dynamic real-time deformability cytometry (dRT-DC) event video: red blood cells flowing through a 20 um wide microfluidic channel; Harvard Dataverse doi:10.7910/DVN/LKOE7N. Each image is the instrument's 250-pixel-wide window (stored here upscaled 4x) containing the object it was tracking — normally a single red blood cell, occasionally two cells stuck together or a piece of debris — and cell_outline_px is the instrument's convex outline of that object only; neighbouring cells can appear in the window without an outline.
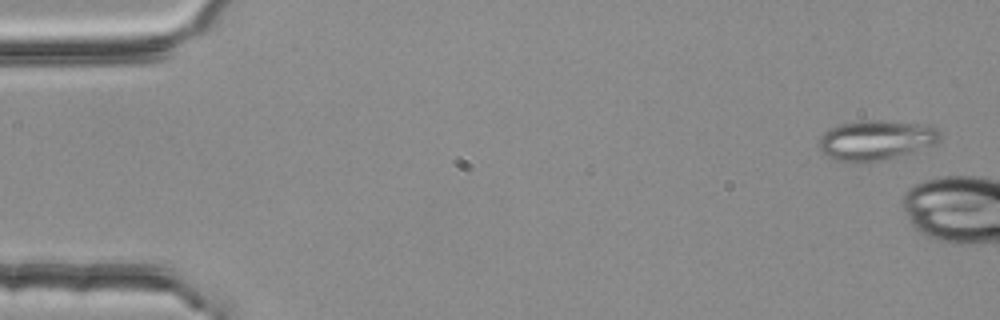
{"species": "common noctule bat (a hibernating species)", "species_latin": "Nyctalus noctula", "temperature_condition": "room temperature", "stored_images_in_passage": 3, "camera_frame_rate_fps": 3000, "um_per_image_px": 0.085, "animal": {"sex": "female", "body_mass_g": 25.1}, "frame": {"image": 1, "passage_image": 1, "time_ms": 0.0, "image_size_px": [1000, 320], "cell_outline_px": [[940, 140], [932, 144], [912, 152], [884, 160], [848, 164], [836, 160], [820, 152], [816, 148], [820, 136], [824, 132], [840, 124], [868, 120], [884, 120], [932, 124], [940, 132]], "centroid_in_image_um": [74.42, 11.92], "position_along_channel_um": 10.6, "area_um2": 28.67}}